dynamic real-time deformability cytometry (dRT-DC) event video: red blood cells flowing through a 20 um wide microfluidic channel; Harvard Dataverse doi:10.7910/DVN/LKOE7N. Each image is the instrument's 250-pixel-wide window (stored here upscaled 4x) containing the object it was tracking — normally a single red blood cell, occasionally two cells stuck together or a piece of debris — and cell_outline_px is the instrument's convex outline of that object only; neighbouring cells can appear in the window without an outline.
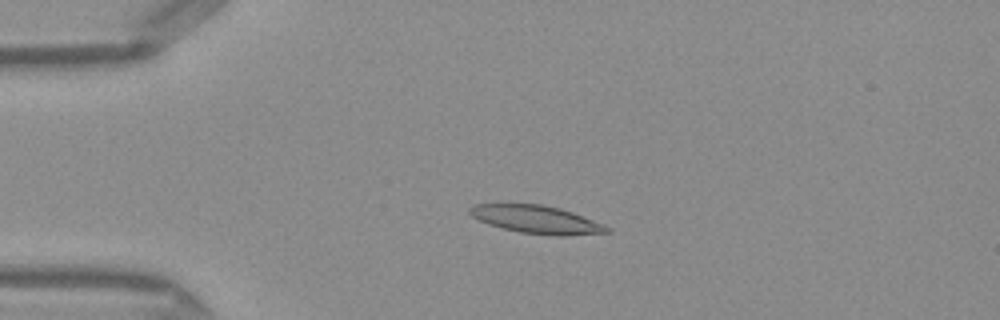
{"species": "Egyptian fruit bat (a non-hibernating species)", "species_latin": "Rousettus aegyptiacus", "temperature_condition": "warm", "stored_images_in_passage": 48, "camera_frame_rate_fps": 3000, "um_per_image_px": 0.085, "frame": {"image": 1, "passage_image": 11, "time_ms": 3.333, "image_size_px": [1000, 320], "cell_outline_px": [[612, 232], [568, 236], [556, 236], [520, 232], [488, 224], [472, 216], [468, 212], [468, 208], [472, 204], [544, 204], [560, 208], [572, 212], [604, 224], [612, 228]], "centroid_in_image_um": [45.65, 18.66], "position_along_channel_um": 39.4, "area_um2": 22.48}}
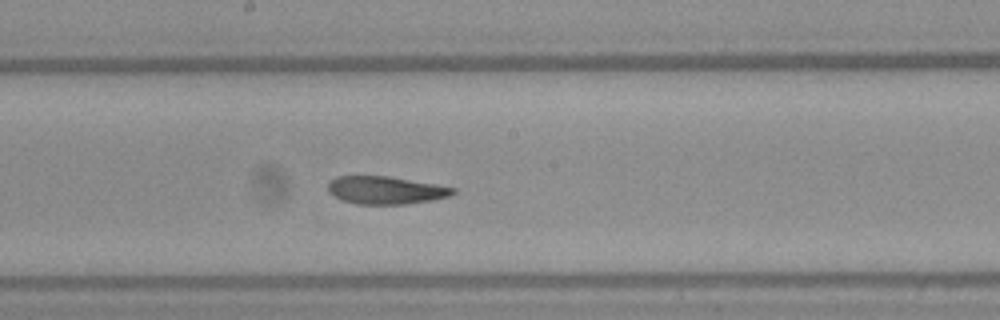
{"frame": {"image": 2, "passage_image": 26, "time_ms": 8.333, "image_size_px": [1000, 320], "cell_outline_px": [[456, 192], [448, 196], [432, 200], [408, 204], [356, 204], [344, 200], [328, 192], [328, 184], [336, 176], [388, 176], [436, 184], [456, 188]], "centroid_in_image_um": [32.8, 16.16], "position_along_channel_um": 215.4, "area_um2": 20.11}}
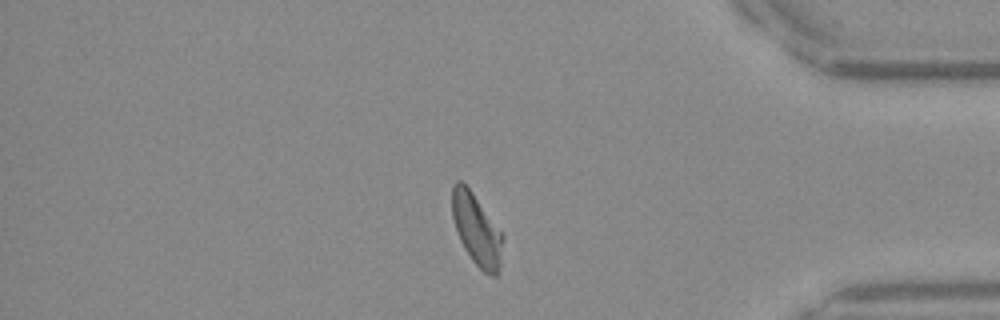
{"frame": {"image": 3, "passage_image": 41, "time_ms": 13.333, "image_size_px": [1000, 320], "cell_outline_px": [[504, 236], [500, 264], [496, 276], [492, 276], [484, 272], [472, 260], [464, 248], [460, 240], [452, 216], [452, 184], [456, 180], [460, 180], [472, 192]], "centroid_in_image_um": [40.5, 19.52], "position_along_channel_um": 394.7, "area_um2": 20.75}, "authors_computed_cell_mechanics": {"area_um2": 21.4438, "velocity_mm_per_s": 4.1442, "shape_relaxation_time_tau1_ms": 5.9668, "shape_relaxation_time_tau2_ms": 2.7387, "deformation_change_tau1": 0.1939, "deformation_change_tau2": 0.1073}}